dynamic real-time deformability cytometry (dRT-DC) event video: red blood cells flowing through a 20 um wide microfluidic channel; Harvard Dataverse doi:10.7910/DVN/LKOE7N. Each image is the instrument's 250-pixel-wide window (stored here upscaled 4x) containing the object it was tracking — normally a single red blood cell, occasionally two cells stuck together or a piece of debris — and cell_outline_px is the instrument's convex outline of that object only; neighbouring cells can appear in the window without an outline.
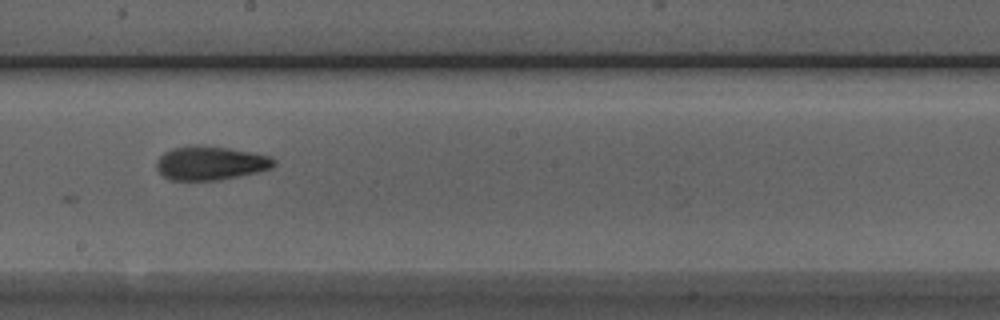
{"species": "Egyptian fruit bat (a non-hibernating species)", "species_latin": "Rousettus aegyptiacus", "temperature_condition": "room temperature", "stored_images_in_passage": 6, "camera_frame_rate_fps": 3000, "um_per_image_px": 0.085, "animal": {"sex": "male"}, "frame": {"image": 1, "passage_image": 6, "time_ms": 6.0, "image_size_px": [1000, 320], "cell_outline_px": [[276, 164], [272, 168], [240, 176], [220, 180], [168, 180], [156, 168], [156, 164], [160, 156], [164, 152], [172, 148], [188, 144], [196, 144], [228, 148], [268, 156], [276, 160]], "centroid_in_image_um": [17.86, 13.86], "position_along_channel_um": 230.3, "area_um2": 23.24}}